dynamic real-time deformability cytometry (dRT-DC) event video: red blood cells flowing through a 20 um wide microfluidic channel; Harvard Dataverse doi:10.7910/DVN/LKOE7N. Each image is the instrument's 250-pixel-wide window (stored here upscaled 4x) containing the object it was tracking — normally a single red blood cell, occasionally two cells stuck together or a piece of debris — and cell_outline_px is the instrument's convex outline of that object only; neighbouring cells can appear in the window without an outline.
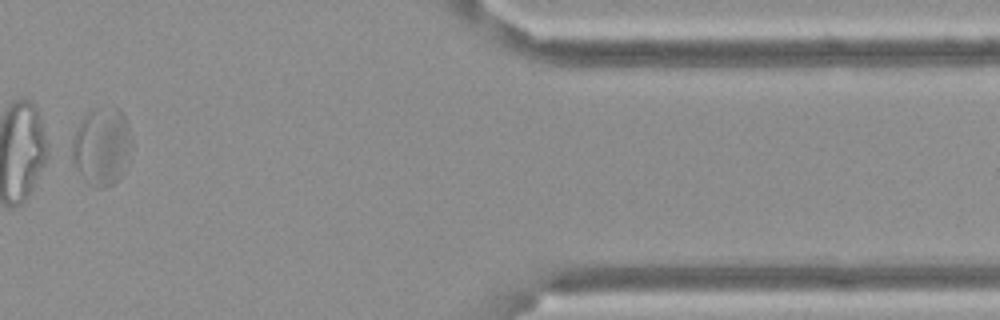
{"species": "Egyptian fruit bat (a non-hibernating species)", "species_latin": "Rousettus aegyptiacus", "temperature_condition": "cold", "stored_images_in_passage": 13, "camera_frame_rate_fps": 3000, "um_per_image_px": 0.085, "frame": {"image": 1, "passage_image": 11, "time_ms": 3.333, "image_size_px": [1000, 320], "cell_outline_px": [[132, 144], [124, 172], [112, 184], [100, 188], [96, 188], [88, 184], [84, 180], [72, 164], [72, 136], [80, 120], [88, 112], [96, 108], [120, 108], [128, 124], [132, 136]], "centroid_in_image_um": [8.63, 12.45], "position_along_channel_um": 402.8, "area_um2": 27.4}}